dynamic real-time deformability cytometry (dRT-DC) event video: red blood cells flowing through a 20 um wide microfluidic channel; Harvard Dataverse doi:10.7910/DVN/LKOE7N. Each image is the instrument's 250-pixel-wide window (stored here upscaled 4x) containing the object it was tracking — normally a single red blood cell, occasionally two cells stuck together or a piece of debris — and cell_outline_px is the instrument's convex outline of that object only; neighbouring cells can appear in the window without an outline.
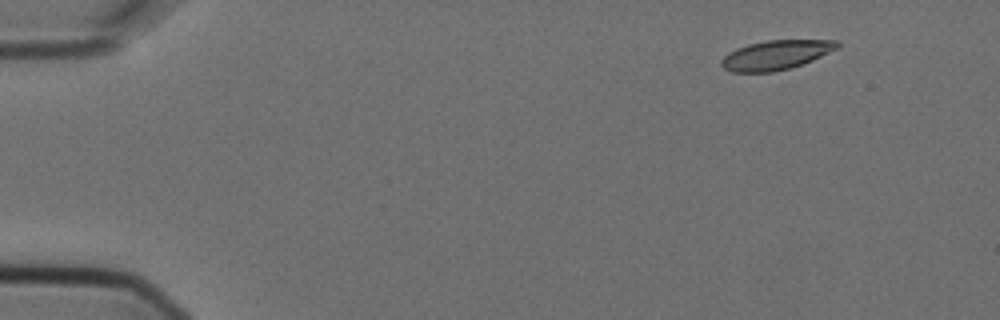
{"species": "Egyptian fruit bat (a non-hibernating species)", "species_latin": "Rousettus aegyptiacus", "temperature_condition": "cold", "stored_images_in_passage": 5, "camera_frame_rate_fps": 3000, "um_per_image_px": 0.085, "animal": {"sex": "female"}, "frame": {"image": 1, "passage_image": 2, "time_ms": 0.333, "image_size_px": [1000, 320], "cell_outline_px": [[840, 48], [812, 60], [788, 68], [772, 72], [732, 72], [724, 68], [720, 64], [720, 60], [728, 52], [736, 48], [748, 44], [764, 40], [840, 40]], "centroid_in_image_um": [65.95, 4.66], "position_along_channel_um": 19.0, "area_um2": 19.94}}
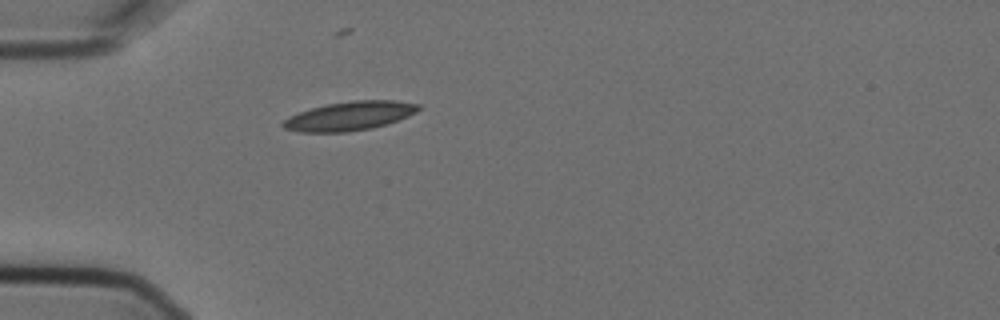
{"frame": {"image": 2, "passage_image": 5, "time_ms": 1.333, "image_size_px": [1000, 320], "cell_outline_px": [[420, 108], [416, 112], [408, 116], [388, 124], [372, 128], [344, 132], [300, 132], [284, 128], [280, 124], [288, 116], [312, 108], [328, 104], [352, 100], [392, 100], [420, 104]], "centroid_in_image_um": [29.72, 9.86], "position_along_channel_um": 55.3, "area_um2": 22.77}}